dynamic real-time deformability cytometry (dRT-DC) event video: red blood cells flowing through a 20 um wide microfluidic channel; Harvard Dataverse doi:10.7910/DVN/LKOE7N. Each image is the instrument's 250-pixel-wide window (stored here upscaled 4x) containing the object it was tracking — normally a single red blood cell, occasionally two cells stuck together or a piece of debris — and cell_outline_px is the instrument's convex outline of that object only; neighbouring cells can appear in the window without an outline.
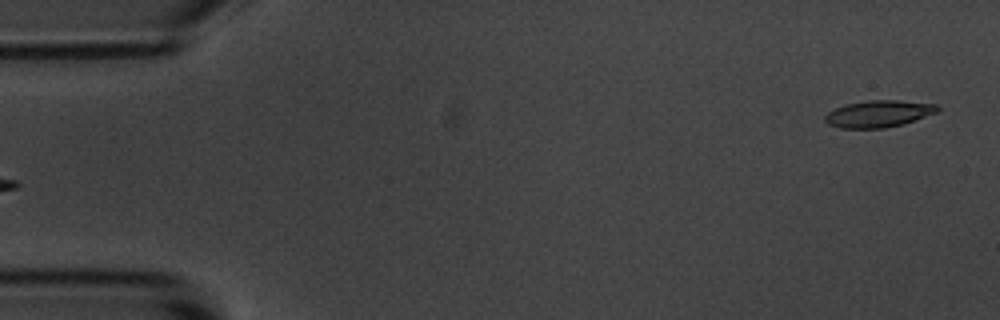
{"species": "common noctule bat (a hibernating species)", "species_latin": "Nyctalus noctula", "temperature_condition": "room temperature", "stored_images_in_passage": 6, "camera_frame_rate_fps": 3000, "um_per_image_px": 0.085, "animal": {"sex": "male", "body_mass_g": 20.1, "forearm_length_mm": 53.5}, "frame": {"image": 1, "passage_image": 6, "time_ms": 5.667, "image_size_px": [1000, 320], "cell_outline_px": [[940, 108], [936, 112], [904, 124], [884, 128], [840, 128], [828, 124], [824, 120], [824, 116], [828, 112], [844, 104], [868, 100], [896, 100], [936, 104]], "centroid_in_image_um": [74.65, 9.67], "position_along_channel_um": 10.4, "area_um2": 17.57}}